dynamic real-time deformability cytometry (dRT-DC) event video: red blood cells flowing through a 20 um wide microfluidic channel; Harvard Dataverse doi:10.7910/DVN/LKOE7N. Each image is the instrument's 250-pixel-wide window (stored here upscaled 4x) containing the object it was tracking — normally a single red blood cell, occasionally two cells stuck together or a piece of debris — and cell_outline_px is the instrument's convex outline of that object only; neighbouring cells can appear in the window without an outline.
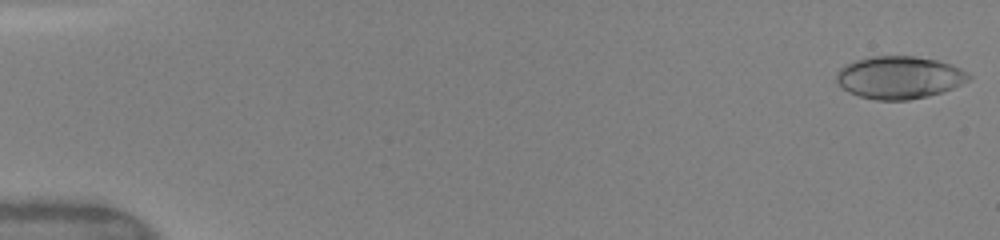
{"species": "human", "species_latin": "Homo sapiens", "temperature_condition": "warm", "stored_images_in_passage": 10, "camera_frame_rate_fps": 3000, "um_per_image_px": 0.085, "donor": {"sex": "female"}, "frame": {"image": 1, "passage_image": 1, "time_ms": 0.0, "image_size_px": [1000, 240], "cell_outline_px": [[972, 76], [968, 80], [952, 88], [928, 96], [908, 100], [876, 100], [860, 96], [848, 92], [836, 80], [836, 72], [844, 64], [856, 60], [872, 56], [916, 56], [936, 60], [960, 68], [968, 72]], "centroid_in_image_um": [76.41, 6.58], "position_along_channel_um": 8.6, "area_um2": 32.66}}
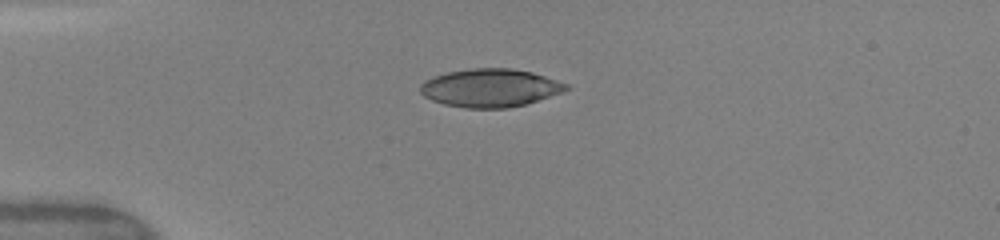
{"frame": {"image": 2, "passage_image": 7, "time_ms": 4.0, "image_size_px": [1000, 240], "cell_outline_px": [[572, 88], [524, 104], [508, 108], [464, 108], [444, 104], [432, 100], [424, 96], [420, 92], [420, 84], [424, 80], [432, 76], [444, 72], [472, 68], [512, 68], [532, 72], [568, 84]], "centroid_in_image_um": [41.61, 7.46], "position_along_channel_um": 43.4, "area_um2": 32.43}}